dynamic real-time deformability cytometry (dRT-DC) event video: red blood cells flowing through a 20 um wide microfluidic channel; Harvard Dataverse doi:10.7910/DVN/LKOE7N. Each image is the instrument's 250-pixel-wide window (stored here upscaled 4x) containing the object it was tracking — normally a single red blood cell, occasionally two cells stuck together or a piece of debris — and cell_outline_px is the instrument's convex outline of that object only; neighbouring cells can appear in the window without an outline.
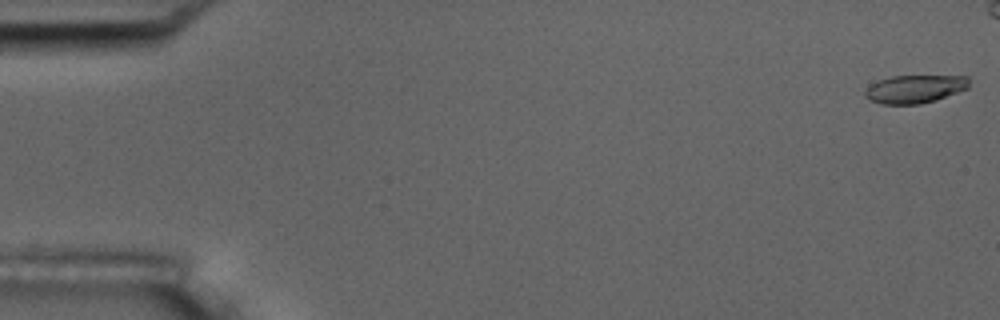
{"species": "common noctule bat (a hibernating species)", "species_latin": "Nyctalus noctula", "temperature_condition": "room temperature", "stored_images_in_passage": 13, "camera_frame_rate_fps": 3000, "um_per_image_px": 0.085, "animal": {"sex": "male", "body_mass_g": 17.5, "forearm_length_mm": 52.3}, "frame": {"image": 1, "passage_image": 1, "time_ms": 0.0, "image_size_px": [1000, 320], "cell_outline_px": [[968, 88], [936, 100], [920, 104], [880, 104], [864, 96], [864, 92], [872, 84], [880, 80], [892, 76], [968, 76]], "centroid_in_image_um": [77.76, 7.57], "position_along_channel_um": 7.2, "area_um2": 16.82}}
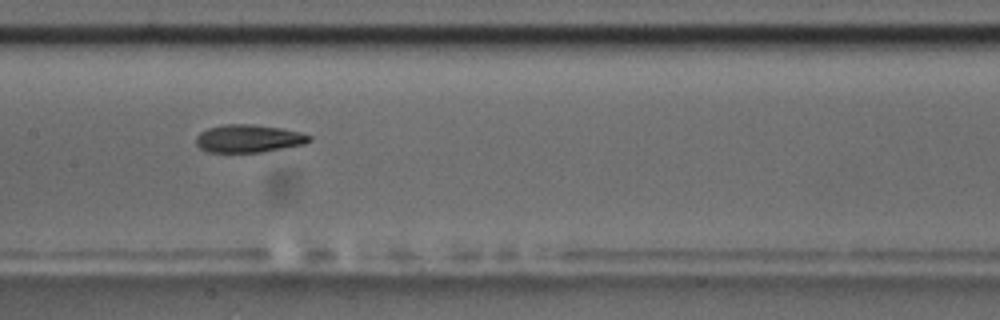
{"frame": {"image": 2, "passage_image": 8, "time_ms": 9.0, "image_size_px": [1000, 320], "cell_outline_px": [[312, 140], [304, 144], [260, 152], [208, 152], [200, 148], [196, 144], [196, 136], [200, 132], [208, 128], [224, 124], [252, 124], [280, 128], [300, 132], [312, 136]], "centroid_in_image_um": [21.12, 11.77], "position_along_channel_um": 186.3, "area_um2": 18.32}}